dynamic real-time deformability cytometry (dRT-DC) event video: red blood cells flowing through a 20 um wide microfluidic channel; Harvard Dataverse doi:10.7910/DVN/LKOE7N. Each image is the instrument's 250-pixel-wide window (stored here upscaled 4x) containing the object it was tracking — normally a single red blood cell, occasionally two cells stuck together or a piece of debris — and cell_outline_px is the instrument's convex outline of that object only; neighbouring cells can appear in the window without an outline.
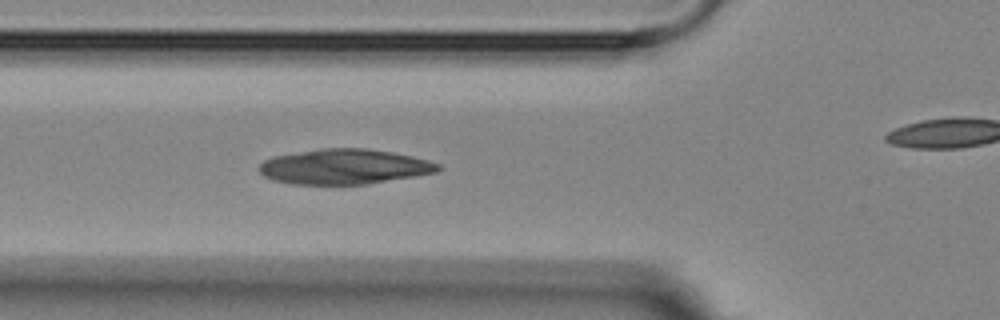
{"species": "Egyptian fruit bat (a non-hibernating species)", "species_latin": "Rousettus aegyptiacus", "temperature_condition": "room temperature", "stored_images_in_passage": 5, "camera_frame_rate_fps": 3000, "um_per_image_px": 0.085, "animal": {"sex": "female"}, "frame": {"image": 1, "passage_image": 4, "time_ms": 3.333, "image_size_px": [1000, 320], "cell_outline_px": [[444, 168], [436, 172], [368, 184], [292, 184], [272, 180], [264, 176], [260, 172], [260, 164], [264, 160], [272, 156], [324, 148], [364, 148], [392, 152], [412, 156], [428, 160], [440, 164]], "centroid_in_image_um": [29.27, 14.17], "position_along_channel_um": 96.5, "area_um2": 36.53}}